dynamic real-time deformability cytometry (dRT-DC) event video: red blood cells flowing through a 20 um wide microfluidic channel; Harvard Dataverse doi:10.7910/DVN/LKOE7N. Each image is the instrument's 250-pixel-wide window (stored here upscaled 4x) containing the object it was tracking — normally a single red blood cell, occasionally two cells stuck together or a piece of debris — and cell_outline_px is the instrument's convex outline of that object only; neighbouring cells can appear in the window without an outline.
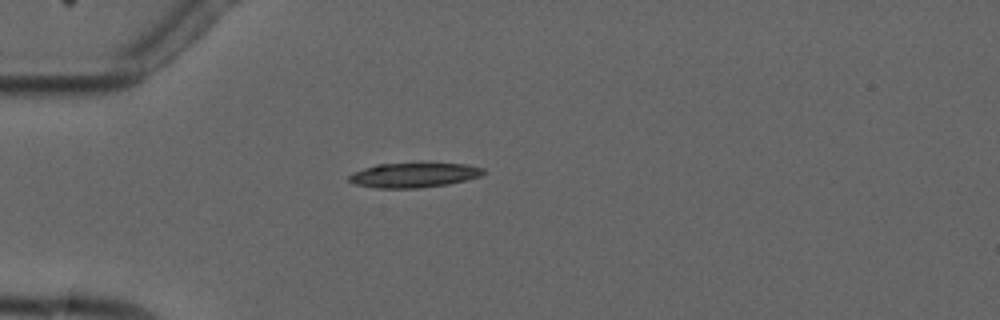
{"species": "common noctule bat (a hibernating species)", "species_latin": "Nyctalus noctula", "temperature_condition": "cold", "stored_images_in_passage": 1, "camera_frame_rate_fps": 3000, "um_per_image_px": 0.085, "animal": {"sex": "male", "forearm_length_mm": 52.5}, "frame": {"image": 1, "passage_image": 1, "time_ms": 0.0, "image_size_px": [1000, 320], "cell_outline_px": [[484, 172], [480, 176], [448, 184], [420, 188], [376, 188], [356, 184], [348, 180], [348, 176], [352, 172], [376, 164], [420, 160], [468, 164], [484, 168]], "centroid_in_image_um": [35.19, 14.82], "position_along_channel_um": 49.8, "area_um2": 20.4}}